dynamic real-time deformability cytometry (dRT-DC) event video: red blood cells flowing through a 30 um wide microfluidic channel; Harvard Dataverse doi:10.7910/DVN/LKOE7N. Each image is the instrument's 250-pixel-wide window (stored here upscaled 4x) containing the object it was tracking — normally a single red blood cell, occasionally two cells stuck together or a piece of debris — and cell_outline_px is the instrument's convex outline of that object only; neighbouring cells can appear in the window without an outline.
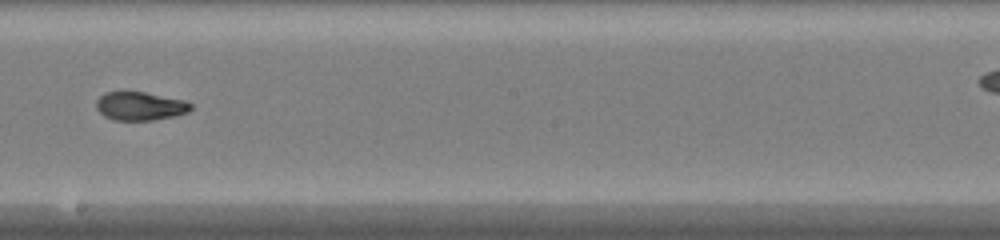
{"species": "common noctule bat (a hibernating species)", "species_latin": "Nyctalus noctula", "temperature_condition": "warm", "stored_images_in_passage": 38, "camera_frame_rate_fps": 3000, "um_per_image_px": 0.085, "animal": {"sex": "female", "body_mass_g": 20.0, "forearm_length_mm": 54.0}, "frame": {"image": 1, "passage_image": 17, "time_ms": 5.333, "image_size_px": [1000, 240], "cell_outline_px": [[192, 108], [188, 112], [176, 116], [152, 120], [112, 120], [104, 116], [96, 108], [96, 100], [104, 92], [124, 88], [184, 100], [192, 104]], "centroid_in_image_um": [11.85, 8.98], "position_along_channel_um": 236.3, "area_um2": 16.3}}
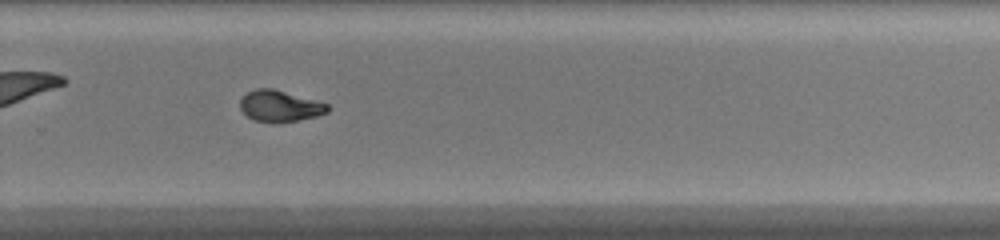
{"frame": {"image": 2, "passage_image": 22, "time_ms": 7.0, "image_size_px": [1000, 240], "cell_outline_px": [[328, 112], [316, 116], [296, 120], [252, 120], [240, 108], [240, 100], [248, 92], [256, 88], [272, 88], [328, 104]], "centroid_in_image_um": [23.77, 8.98], "position_along_channel_um": 306.0, "area_um2": 15.2}, "authors_computed_cell_mechanics": {"area_um2": 16.4441, "velocity_mm_per_s": 4.1878, "shape_relaxation_time_tau1_ms": 9.4372, "shape_relaxation_time_tau2_ms": 1.5596, "deformation_change_tau1": 0.3303, "deformation_change_tau2": 0.0424}}